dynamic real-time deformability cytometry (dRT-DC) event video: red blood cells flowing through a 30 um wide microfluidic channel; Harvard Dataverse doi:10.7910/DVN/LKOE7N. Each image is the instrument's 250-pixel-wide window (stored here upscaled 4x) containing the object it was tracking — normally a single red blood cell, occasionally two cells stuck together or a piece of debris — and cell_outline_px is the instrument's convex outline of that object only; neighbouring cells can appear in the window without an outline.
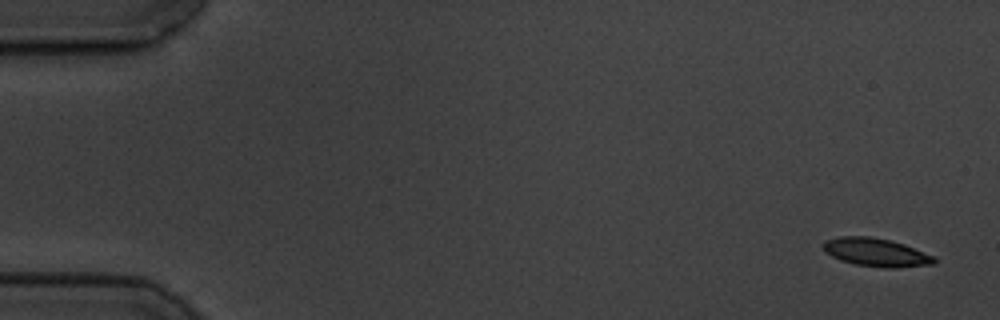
{"species": "common noctule bat (a hibernating species)", "species_latin": "Nyctalus noctula", "temperature_condition": "cold", "stored_images_in_passage": 5, "camera_frame_rate_fps": 3000, "um_per_image_px": 0.085, "animal": {"sex": "male", "body_mass_g": 19.5, "forearm_length_mm": 54.6}, "frame": {"image": 1, "passage_image": 1, "time_ms": 0.0, "image_size_px": [1000, 320], "cell_outline_px": [[936, 264], [892, 268], [884, 268], [856, 264], [840, 260], [824, 252], [824, 240], [840, 236], [868, 236], [888, 240], [904, 244], [936, 256]], "centroid_in_image_um": [74.49, 21.45], "position_along_channel_um": 10.5, "area_um2": 18.32}}
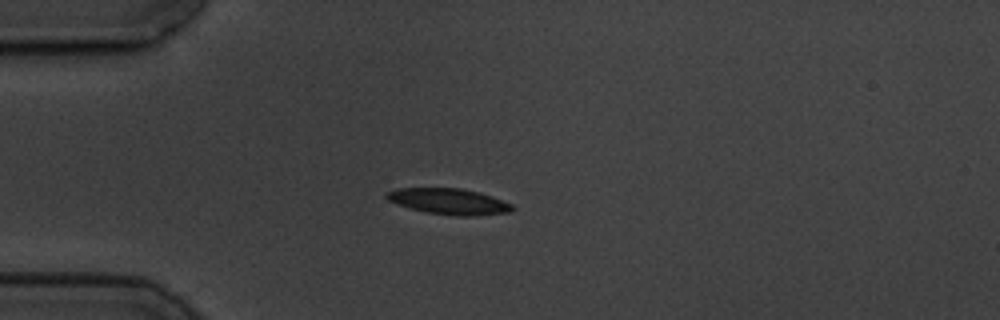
{"frame": {"image": 2, "passage_image": 4, "time_ms": 4.333, "image_size_px": [1000, 320], "cell_outline_px": [[516, 208], [508, 212], [476, 216], [456, 216], [424, 212], [408, 208], [396, 204], [388, 200], [384, 196], [388, 192], [396, 188], [460, 188], [480, 192], [492, 196], [512, 204]], "centroid_in_image_um": [38.15, 17.12], "position_along_channel_um": 46.9, "area_um2": 19.19}}